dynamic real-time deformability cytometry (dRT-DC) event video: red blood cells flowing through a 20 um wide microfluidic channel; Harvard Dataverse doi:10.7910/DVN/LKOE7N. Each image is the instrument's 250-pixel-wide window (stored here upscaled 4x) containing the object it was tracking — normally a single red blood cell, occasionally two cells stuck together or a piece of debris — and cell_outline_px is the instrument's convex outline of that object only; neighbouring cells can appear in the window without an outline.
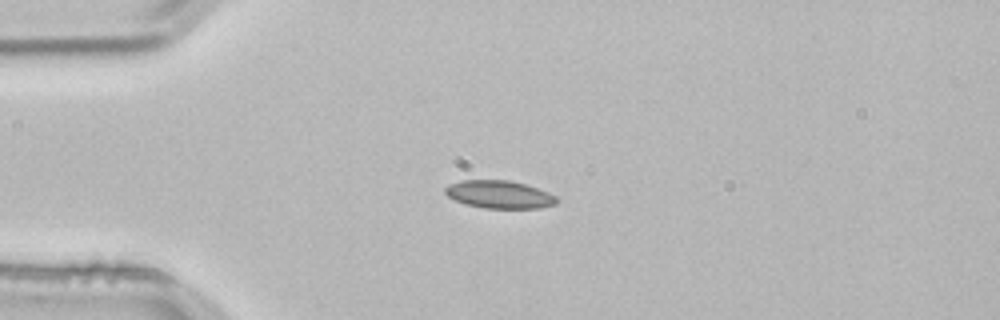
{"species": "common noctule bat (a hibernating species)", "species_latin": "Nyctalus noctula", "temperature_condition": "room temperature", "stored_images_in_passage": 1, "camera_frame_rate_fps": 3000, "um_per_image_px": 0.085, "animal": {"sex": "male", "body_mass_g": 21.5, "forearm_length_mm": 52.0}, "frame": {"image": 1, "passage_image": 1, "time_ms": 0.0, "image_size_px": [1000, 320], "cell_outline_px": [[560, 200], [556, 204], [540, 208], [484, 208], [464, 204], [448, 196], [444, 192], [444, 188], [448, 184], [460, 180], [508, 180], [524, 184], [548, 192], [556, 196]], "centroid_in_image_um": [42.43, 16.53], "position_along_channel_um": 42.6, "area_um2": 18.15}}